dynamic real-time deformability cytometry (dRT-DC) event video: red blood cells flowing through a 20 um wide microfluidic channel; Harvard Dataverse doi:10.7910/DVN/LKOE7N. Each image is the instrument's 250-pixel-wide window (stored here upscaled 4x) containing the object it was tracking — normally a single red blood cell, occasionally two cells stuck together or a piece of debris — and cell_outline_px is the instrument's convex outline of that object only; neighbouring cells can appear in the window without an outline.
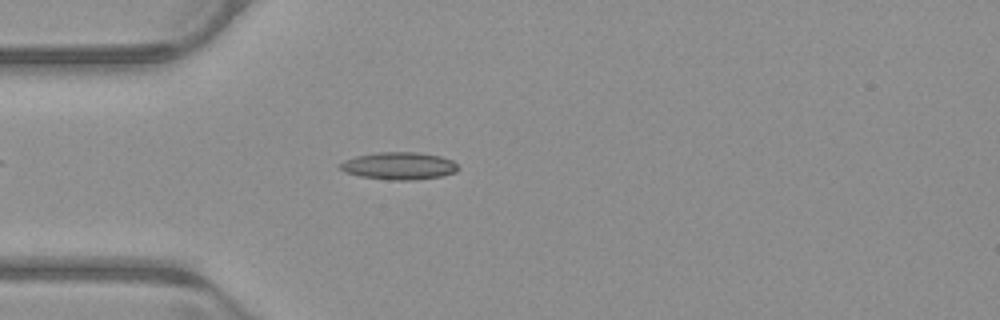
{"species": "common noctule bat (a hibernating species)", "species_latin": "Nyctalus noctula", "temperature_condition": "warm", "stored_images_in_passage": 51, "camera_frame_rate_fps": 3000, "um_per_image_px": 0.085, "animal": {"sex": "male", "body_mass_g": 23.1, "forearm_length_mm": 52.7}, "frame": {"image": 1, "passage_image": 14, "time_ms": 4.333, "image_size_px": [1000, 320], "cell_outline_px": [[460, 168], [456, 172], [440, 176], [412, 180], [392, 180], [360, 176], [344, 172], [340, 168], [340, 164], [356, 156], [380, 152], [416, 152], [440, 156], [452, 160]], "centroid_in_image_um": [33.95, 14.1], "position_along_channel_um": 51.1, "area_um2": 18.61}}
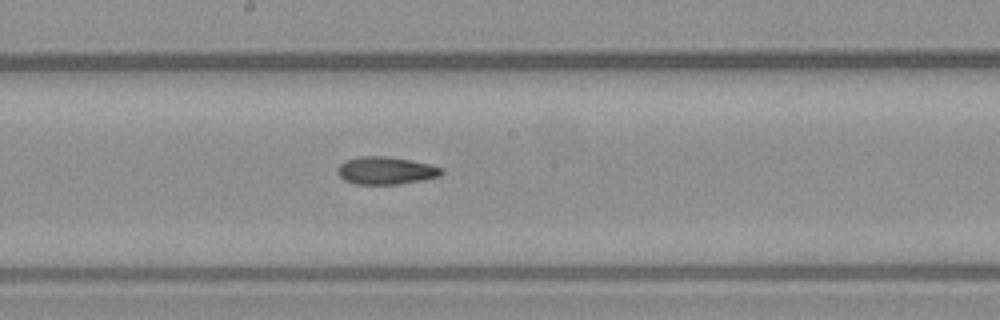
{"frame": {"image": 2, "passage_image": 27, "time_ms": 8.667, "image_size_px": [1000, 320], "cell_outline_px": [[444, 172], [440, 176], [400, 184], [356, 184], [344, 180], [336, 172], [336, 168], [344, 160], [360, 156], [388, 156], [428, 164], [444, 168]], "centroid_in_image_um": [32.76, 14.49], "position_along_channel_um": 215.4, "area_um2": 16.76}}
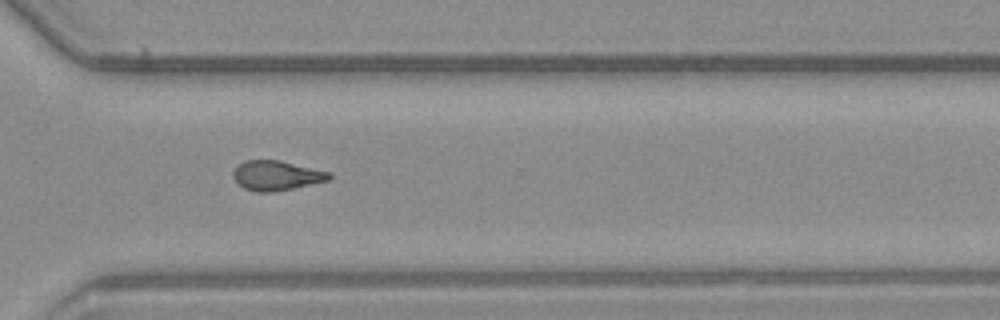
{"frame": {"image": 3, "passage_image": 37, "time_ms": 12.0, "image_size_px": [1000, 320], "cell_outline_px": [[332, 176], [328, 180], [292, 188], [272, 192], [256, 192], [244, 188], [232, 176], [232, 172], [244, 160], [280, 160], [332, 172]], "centroid_in_image_um": [23.51, 14.91], "position_along_channel_um": 347.1, "area_um2": 16.53}, "authors_computed_cell_mechanics": {"area_um2": 16.762, "velocity_mm_per_s": 3.9693, "shape_relaxation_time_tau1_ms": 8.4177, "shape_relaxation_time_tau2_ms": 3.6229, "deformation_change_tau1": 0.2074, "deformation_change_tau2": 0.1137}}